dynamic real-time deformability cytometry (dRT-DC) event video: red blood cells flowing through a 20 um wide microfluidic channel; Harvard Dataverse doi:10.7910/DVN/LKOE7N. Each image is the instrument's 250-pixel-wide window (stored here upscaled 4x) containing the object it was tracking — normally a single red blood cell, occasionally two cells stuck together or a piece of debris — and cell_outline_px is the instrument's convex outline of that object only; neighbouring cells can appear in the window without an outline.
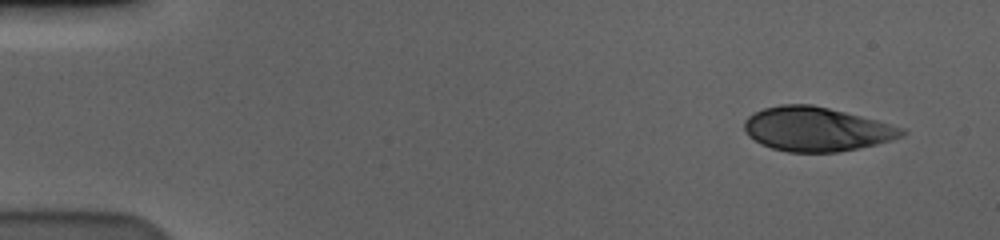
{"species": "human", "species_latin": "Homo sapiens", "temperature_condition": "cold", "stored_images_in_passage": 54, "camera_frame_rate_fps": 3000, "um_per_image_px": 0.085, "donor": {"sex": "male"}, "frame": {"image": 1, "passage_image": 1, "time_ms": 0.0, "image_size_px": [1000, 240], "cell_outline_px": [[908, 132], [892, 140], [876, 144], [836, 152], [788, 152], [772, 148], [760, 144], [748, 136], [744, 128], [744, 120], [748, 116], [764, 108], [780, 104], [812, 104], [876, 120], [904, 128]], "centroid_in_image_um": [69.36, 10.98], "position_along_channel_um": 15.6, "area_um2": 40.29}}
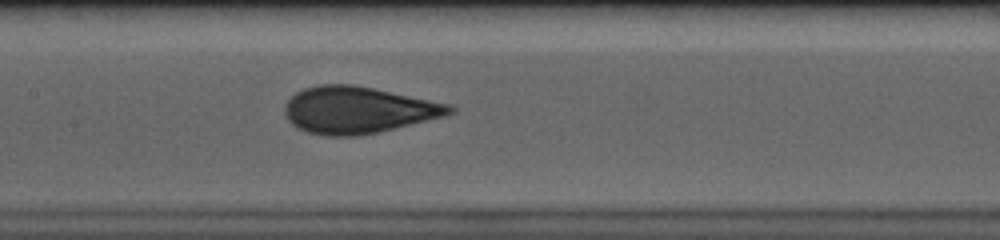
{"frame": {"image": 2, "passage_image": 25, "time_ms": 8.0, "image_size_px": [1000, 240], "cell_outline_px": [[456, 112], [444, 116], [376, 132], [356, 136], [328, 136], [308, 132], [292, 124], [288, 120], [284, 112], [284, 104], [296, 92], [304, 88], [320, 84], [352, 84], [452, 104], [456, 108]], "centroid_in_image_um": [30.43, 9.34], "position_along_channel_um": 177.0, "area_um2": 44.68}}
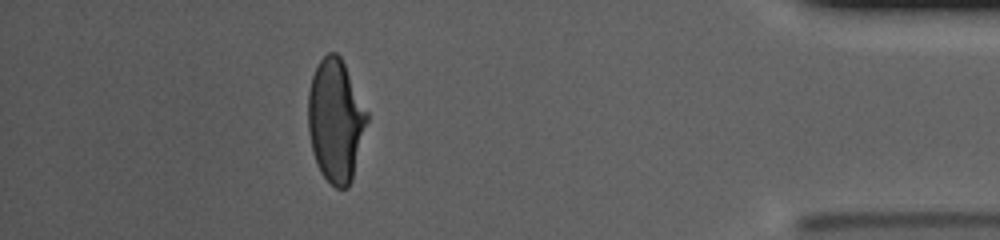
{"frame": {"image": 3, "passage_image": 48, "time_ms": 15.667, "image_size_px": [1000, 240], "cell_outline_px": [[368, 120], [352, 180], [348, 188], [336, 188], [320, 172], [316, 164], [312, 152], [308, 132], [308, 92], [312, 76], [320, 60], [328, 52], [336, 52], [340, 56], [368, 112]], "centroid_in_image_um": [28.52, 10.26], "position_along_channel_um": 406.7, "area_um2": 42.14}, "authors_computed_cell_mechanics": {"area_um2": 43.061, "velocity_mm_per_s": 3.5956, "shape_relaxation_time_tau1_ms": 4.9565, "shape_relaxation_time_tau2_ms": null, "deformation_change_tau1": 0.1894, "deformation_change_tau2": null}}